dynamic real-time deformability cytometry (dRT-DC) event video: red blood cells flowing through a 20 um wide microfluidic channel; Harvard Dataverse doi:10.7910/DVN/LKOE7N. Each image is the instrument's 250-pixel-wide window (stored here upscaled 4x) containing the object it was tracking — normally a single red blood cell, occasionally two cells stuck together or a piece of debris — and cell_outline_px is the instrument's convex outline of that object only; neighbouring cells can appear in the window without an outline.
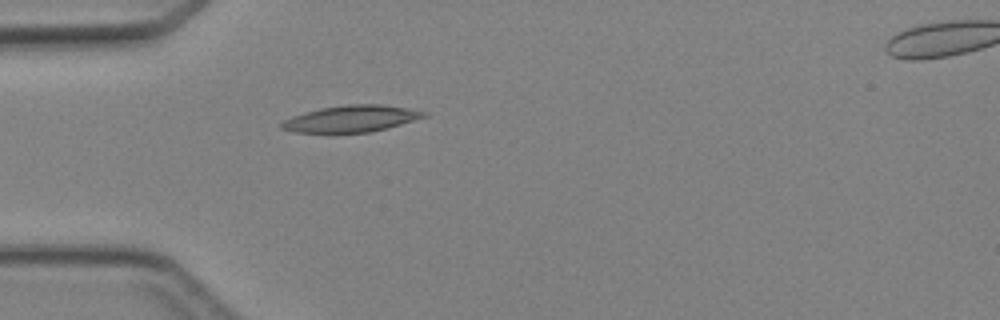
{"species": "Egyptian fruit bat (a non-hibernating species)", "species_latin": "Rousettus aegyptiacus", "temperature_condition": "cold", "stored_images_in_passage": 33, "camera_frame_rate_fps": 3000, "um_per_image_px": 0.085, "animal": {"sex": "female"}, "frame": {"image": 1, "passage_image": 1, "time_ms": 0.0, "image_size_px": [1000, 320], "cell_outline_px": [[428, 116], [388, 128], [368, 132], [296, 132], [280, 128], [280, 124], [284, 120], [292, 116], [304, 112], [320, 108], [348, 104], [384, 104], [408, 108], [428, 112]], "centroid_in_image_um": [29.89, 10.07], "position_along_channel_um": 55.1, "area_um2": 22.02}}
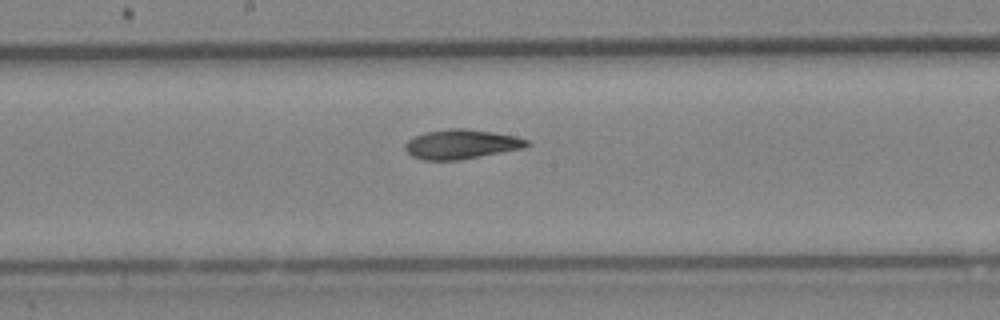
{"frame": {"image": 2, "passage_image": 12, "time_ms": 3.667, "image_size_px": [1000, 320], "cell_outline_px": [[532, 144], [524, 148], [460, 160], [424, 160], [412, 156], [404, 148], [404, 144], [412, 136], [428, 132], [448, 128], [464, 128], [512, 136], [528, 140]], "centroid_in_image_um": [39.18, 12.27], "position_along_channel_um": 209.0, "area_um2": 20.75}}
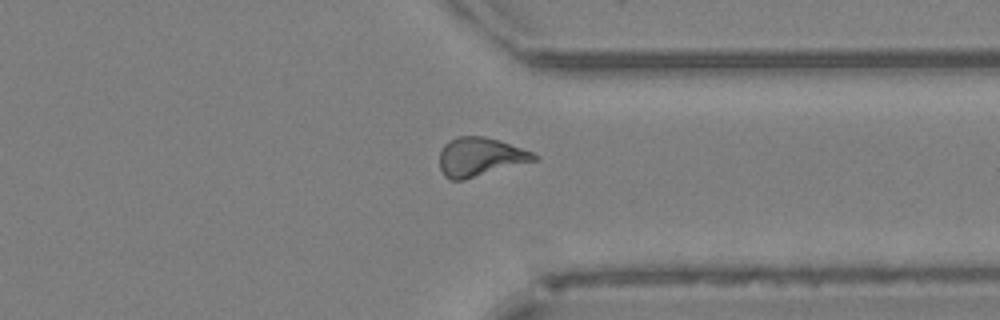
{"frame": {"image": 3, "passage_image": 23, "time_ms": 7.333, "image_size_px": [1000, 320], "cell_outline_px": [[540, 160], [464, 180], [448, 180], [444, 176], [440, 168], [440, 152], [444, 144], [448, 140], [456, 136], [484, 136], [500, 140], [532, 152], [540, 156]], "centroid_in_image_um": [40.83, 13.34], "position_along_channel_um": 370.6, "area_um2": 21.79}}